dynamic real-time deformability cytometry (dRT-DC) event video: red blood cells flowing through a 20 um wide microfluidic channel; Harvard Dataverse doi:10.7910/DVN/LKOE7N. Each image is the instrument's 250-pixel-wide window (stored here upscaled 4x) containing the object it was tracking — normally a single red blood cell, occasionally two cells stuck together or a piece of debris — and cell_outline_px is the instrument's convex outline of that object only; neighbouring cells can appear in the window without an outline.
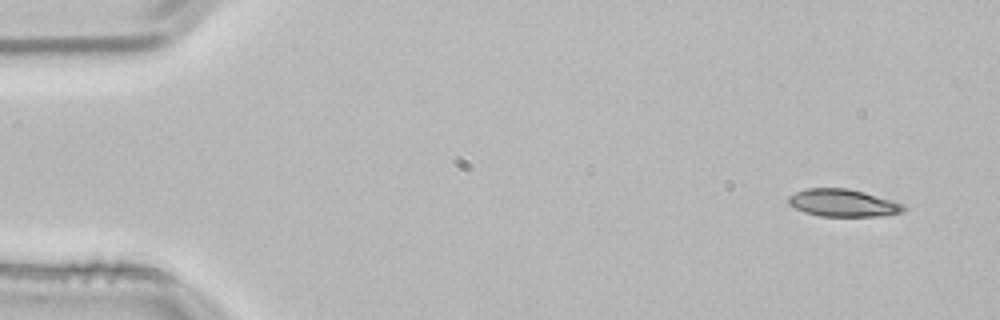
{"species": "common noctule bat (a hibernating species)", "species_latin": "Nyctalus noctula", "temperature_condition": "room temperature", "stored_images_in_passage": 8, "camera_frame_rate_fps": 3000, "um_per_image_px": 0.085, "animal": {"sex": "male", "body_mass_g": 21.5, "forearm_length_mm": 52.0}, "frame": {"image": 1, "passage_image": 1, "time_ms": 0.0, "image_size_px": [1000, 320], "cell_outline_px": [[908, 208], [904, 212], [884, 216], [820, 216], [804, 212], [788, 204], [788, 196], [796, 192], [808, 188], [848, 188], [864, 192], [892, 200], [904, 204]], "centroid_in_image_um": [71.69, 17.25], "position_along_channel_um": 13.3, "area_um2": 18.55}}
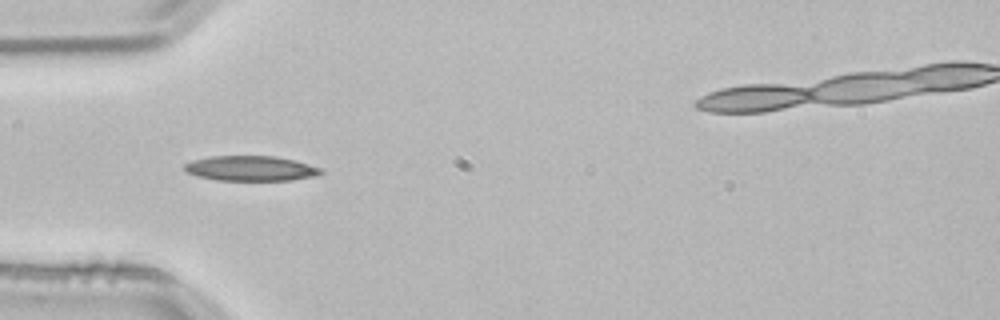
{"frame": {"image": 2, "passage_image": 4, "time_ms": 1.0, "image_size_px": [1000, 320], "cell_outline_px": [[324, 172], [316, 176], [292, 180], [216, 180], [196, 176], [184, 172], [184, 164], [192, 160], [208, 156], [276, 156], [296, 160], [324, 168]], "centroid_in_image_um": [21.33, 14.31], "position_along_channel_um": 63.7, "area_um2": 20.29}}